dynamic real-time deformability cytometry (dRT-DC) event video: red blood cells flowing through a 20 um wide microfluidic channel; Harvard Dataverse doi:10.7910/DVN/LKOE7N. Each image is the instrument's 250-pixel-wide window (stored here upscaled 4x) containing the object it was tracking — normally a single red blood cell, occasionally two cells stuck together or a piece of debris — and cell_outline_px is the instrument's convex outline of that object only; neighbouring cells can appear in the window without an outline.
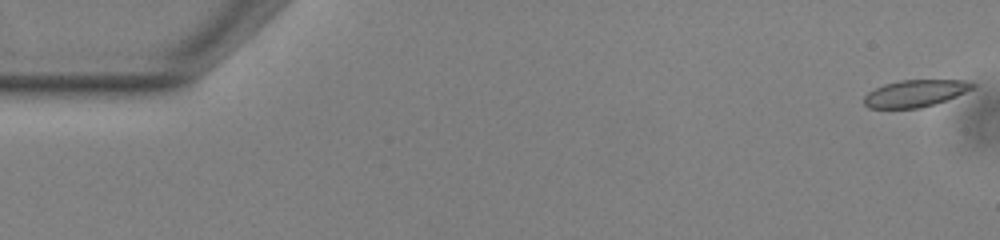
{"species": "common noctule bat (a hibernating species)", "species_latin": "Nyctalus noctula", "temperature_condition": "warm", "stored_images_in_passage": 9, "camera_frame_rate_fps": 3000, "um_per_image_px": 0.085, "animal": {"sex": "male", "body_mass_g": 13.0, "forearm_length_mm": 53.1}, "frame": {"image": 1, "passage_image": 1, "time_ms": 0.0, "image_size_px": [1000, 240], "cell_outline_px": [[976, 88], [936, 104], [920, 108], [868, 108], [864, 104], [864, 96], [868, 92], [884, 84], [900, 80], [964, 80], [976, 84]], "centroid_in_image_um": [77.82, 7.93], "position_along_channel_um": 7.2, "area_um2": 17.17}}